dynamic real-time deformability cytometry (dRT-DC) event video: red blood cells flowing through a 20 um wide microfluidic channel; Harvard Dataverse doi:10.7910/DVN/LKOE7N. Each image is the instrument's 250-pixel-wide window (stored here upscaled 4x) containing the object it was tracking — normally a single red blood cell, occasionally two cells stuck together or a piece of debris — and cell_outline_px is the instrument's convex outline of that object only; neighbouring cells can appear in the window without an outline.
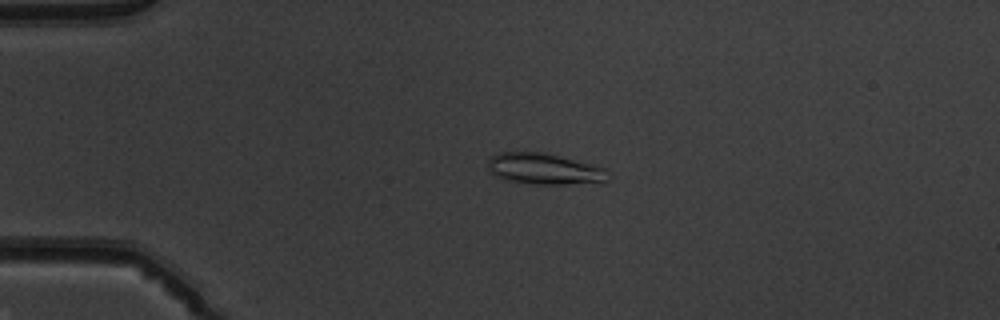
{"species": "common noctule bat (a hibernating species)", "species_latin": "Nyctalus noctula", "temperature_condition": "warm", "stored_images_in_passage": 45, "camera_frame_rate_fps": 3000, "um_per_image_px": 0.085, "animal": {"sex": "male", "body_mass_g": 19.5, "forearm_length_mm": 54.6}, "frame": {"image": 1, "passage_image": 6, "time_ms": 1.667, "image_size_px": [1000, 320], "cell_outline_px": [[612, 176], [608, 180], [564, 184], [536, 184], [504, 180], [496, 176], [488, 168], [488, 160], [492, 156], [500, 152], [548, 152], [608, 168]], "centroid_in_image_um": [46.31, 14.34], "position_along_channel_um": 38.7, "area_um2": 22.02}}
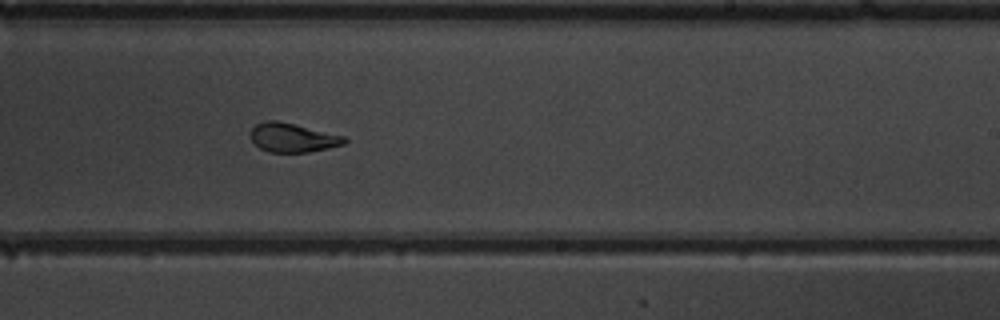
{"frame": {"image": 2, "passage_image": 26, "time_ms": 8.333, "image_size_px": [1000, 320], "cell_outline_px": [[348, 140], [344, 144], [328, 148], [308, 152], [268, 152], [260, 148], [248, 136], [252, 128], [256, 124], [264, 120], [276, 120], [344, 136]], "centroid_in_image_um": [24.83, 11.7], "position_along_channel_um": 264.2, "area_um2": 15.78}}
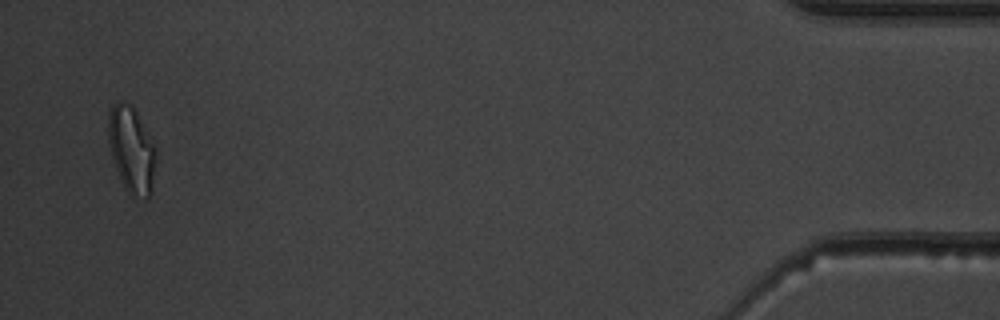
{"frame": {"image": 3, "passage_image": 44, "time_ms": 14.333, "image_size_px": [1000, 320], "cell_outline_px": [[156, 160], [152, 188], [148, 196], [132, 196], [124, 188], [116, 168], [108, 144], [108, 112], [112, 104], [120, 100], [132, 104], [156, 148]], "centroid_in_image_um": [11.16, 12.67], "position_along_channel_um": 424.0, "area_um2": 23.93}, "authors_computed_cell_mechanics": {"area_um2": 16.8198, "velocity_mm_per_s": 3.9625, "shape_relaxation_time_tau1_ms": 4.3531, "shape_relaxation_time_tau2_ms": 1.6464, "deformation_change_tau1": 0.159, "deformation_change_tau2": 0.0654}}